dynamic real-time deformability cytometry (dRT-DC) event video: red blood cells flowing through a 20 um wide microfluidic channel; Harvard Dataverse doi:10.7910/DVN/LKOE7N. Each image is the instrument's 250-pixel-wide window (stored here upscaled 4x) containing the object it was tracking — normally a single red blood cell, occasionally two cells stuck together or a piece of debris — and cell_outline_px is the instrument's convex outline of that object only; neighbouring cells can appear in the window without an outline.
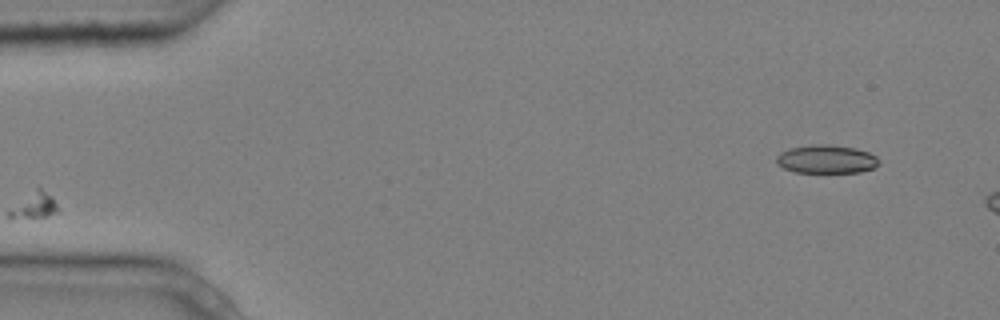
{"species": "common noctule bat (a hibernating species)", "species_latin": "Nyctalus noctula", "temperature_condition": "cold", "stored_images_in_passage": 2, "camera_frame_rate_fps": 3000, "um_per_image_px": 0.085, "animal": {"sex": "male", "body_mass_g": 20.4}, "frame": {"image": 1, "passage_image": 2, "time_ms": 0.333, "image_size_px": [1000, 320], "cell_outline_px": [[880, 164], [876, 168], [860, 172], [796, 172], [784, 168], [776, 164], [776, 156], [780, 152], [788, 148], [812, 144], [832, 144], [856, 148], [868, 152], [876, 156], [880, 160]], "centroid_in_image_um": [70.26, 13.52], "position_along_channel_um": 14.7, "area_um2": 17.28}}